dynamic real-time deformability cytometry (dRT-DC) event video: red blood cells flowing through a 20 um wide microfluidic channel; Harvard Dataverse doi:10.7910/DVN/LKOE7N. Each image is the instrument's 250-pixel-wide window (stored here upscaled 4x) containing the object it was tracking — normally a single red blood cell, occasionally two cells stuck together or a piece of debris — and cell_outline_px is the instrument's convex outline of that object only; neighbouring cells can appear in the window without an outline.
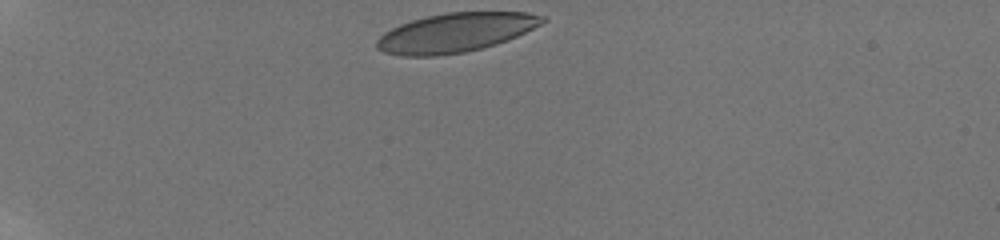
{"species": "human", "species_latin": "Homo sapiens", "temperature_condition": "room temperature", "stored_images_in_passage": 35, "camera_frame_rate_fps": 3000, "um_per_image_px": 0.085, "donor": {"sex": "male"}, "frame": {"image": 1, "passage_image": 1, "time_ms": 0.0, "image_size_px": [1000, 240], "cell_outline_px": [[548, 20], [516, 36], [496, 44], [464, 52], [436, 56], [400, 56], [384, 52], [376, 48], [376, 40], [384, 32], [400, 24], [412, 20], [428, 16], [448, 12], [528, 12], [544, 16]], "centroid_in_image_um": [38.69, 2.77], "position_along_channel_um": 46.3, "area_um2": 37.57}}
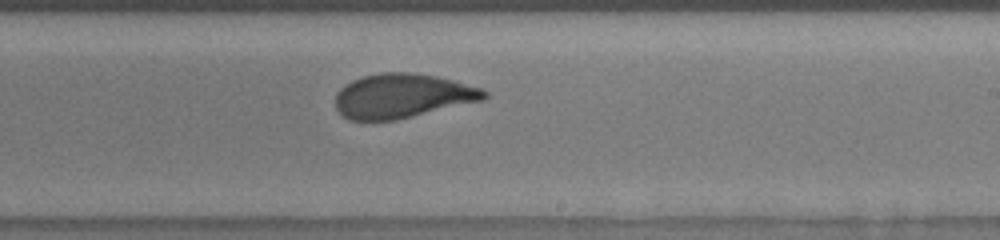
{"frame": {"image": 2, "passage_image": 22, "time_ms": 7.0, "image_size_px": [1000, 240], "cell_outline_px": [[488, 96], [484, 100], [396, 120], [348, 120], [336, 108], [336, 92], [340, 88], [352, 80], [364, 76], [380, 72], [408, 72], [436, 76], [452, 80], [480, 88], [488, 92]], "centroid_in_image_um": [34.19, 8.15], "position_along_channel_um": 254.8, "area_um2": 38.32}}
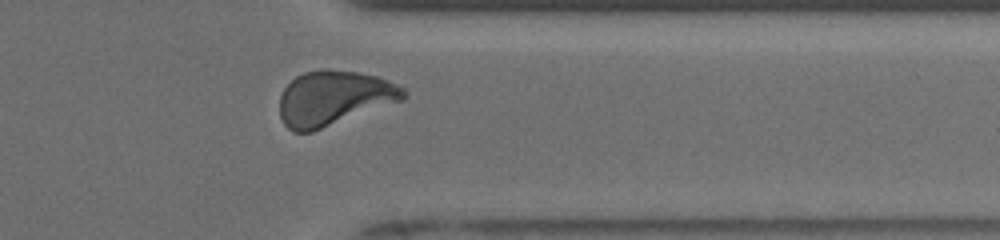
{"frame": {"image": 3, "passage_image": 32, "time_ms": 10.333, "image_size_px": [1000, 240], "cell_outline_px": [[408, 96], [404, 100], [312, 132], [292, 132], [284, 124], [280, 116], [280, 96], [284, 88], [296, 76], [304, 72], [320, 68], [356, 72], [376, 76], [388, 80], [404, 88]], "centroid_in_image_um": [28.39, 8.34], "position_along_channel_um": 383.0, "area_um2": 39.71}, "authors_computed_cell_mechanics": {"area_um2": 39.2462, "velocity_mm_per_s": 3.843, "shape_relaxation_time_tau1_ms": 3.6067, "shape_relaxation_time_tau2_ms": 0.7631, "deformation_change_tau1": 0.1598, "deformation_change_tau2": 0.0678}}